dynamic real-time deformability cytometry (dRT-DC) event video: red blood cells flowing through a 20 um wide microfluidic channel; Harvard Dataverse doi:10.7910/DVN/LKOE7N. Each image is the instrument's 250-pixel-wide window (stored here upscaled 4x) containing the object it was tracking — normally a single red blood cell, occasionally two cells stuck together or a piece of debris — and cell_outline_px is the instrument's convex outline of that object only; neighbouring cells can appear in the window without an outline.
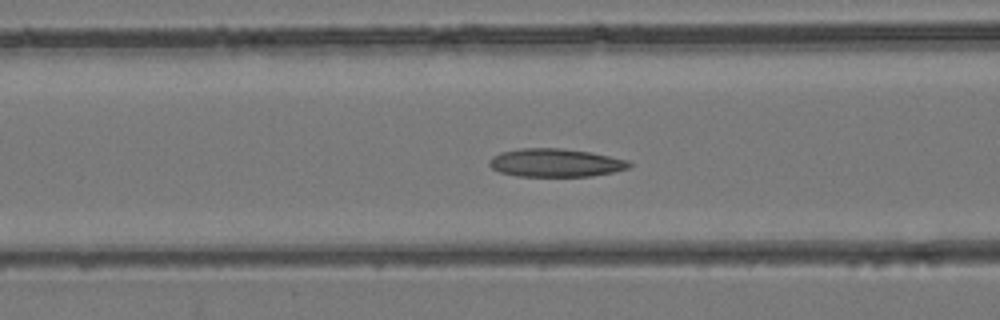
{"species": "common noctule bat (a hibernating species)", "species_latin": "Nyctalus noctula", "temperature_condition": "room temperature", "stored_images_in_passage": 25, "camera_frame_rate_fps": 3000, "um_per_image_px": 0.085, "animal": {"sex": "female", "body_mass_g": 24.6, "forearm_length_mm": 56.2}, "frame": {"image": 1, "passage_image": 16, "time_ms": 5.0, "image_size_px": [1000, 320], "cell_outline_px": [[632, 164], [628, 168], [612, 172], [592, 176], [516, 176], [500, 172], [492, 168], [488, 164], [488, 160], [492, 156], [500, 152], [520, 148], [560, 148], [592, 152], [628, 160]], "centroid_in_image_um": [47.19, 13.83], "position_along_channel_um": 119.4, "area_um2": 23.12}}
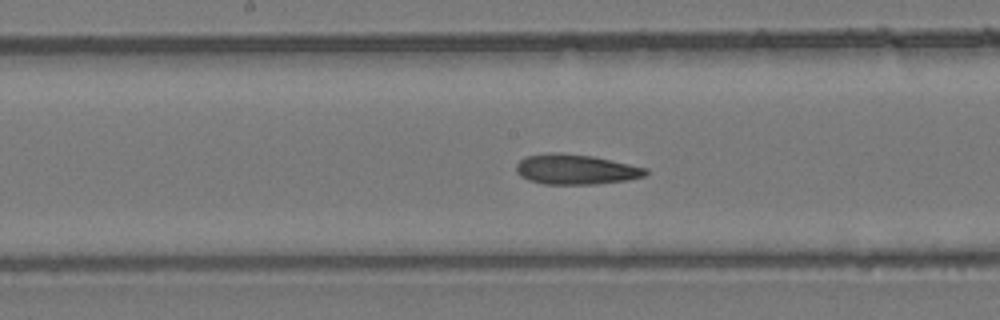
{"frame": {"image": 2, "passage_image": 21, "time_ms": 6.667, "image_size_px": [1000, 320], "cell_outline_px": [[648, 172], [644, 176], [628, 180], [596, 184], [544, 184], [528, 180], [520, 176], [516, 172], [516, 164], [524, 156], [548, 152], [560, 152], [592, 156], [648, 168]], "centroid_in_image_um": [48.9, 14.39], "position_along_channel_um": 199.3, "area_um2": 22.89}}
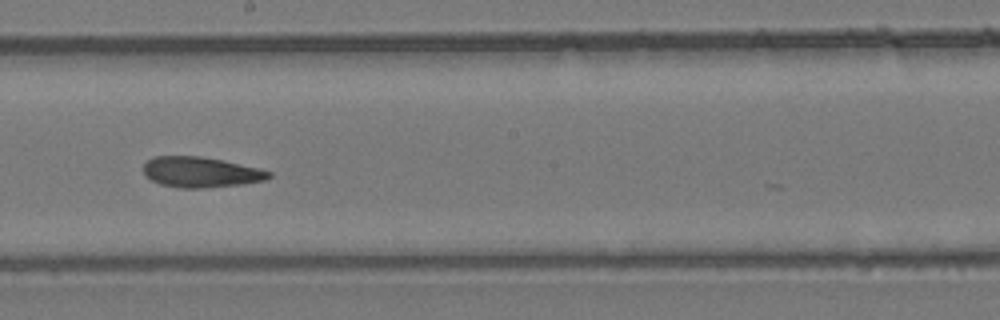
{"frame": {"image": 3, "passage_image": 23, "time_ms": 7.333, "image_size_px": [1000, 320], "cell_outline_px": [[272, 176], [264, 180], [240, 184], [200, 188], [180, 188], [160, 184], [144, 176], [144, 164], [148, 160], [156, 156], [200, 156], [224, 160], [272, 172]], "centroid_in_image_um": [17.03, 14.63], "position_along_channel_um": 231.2, "area_um2": 22.08}}